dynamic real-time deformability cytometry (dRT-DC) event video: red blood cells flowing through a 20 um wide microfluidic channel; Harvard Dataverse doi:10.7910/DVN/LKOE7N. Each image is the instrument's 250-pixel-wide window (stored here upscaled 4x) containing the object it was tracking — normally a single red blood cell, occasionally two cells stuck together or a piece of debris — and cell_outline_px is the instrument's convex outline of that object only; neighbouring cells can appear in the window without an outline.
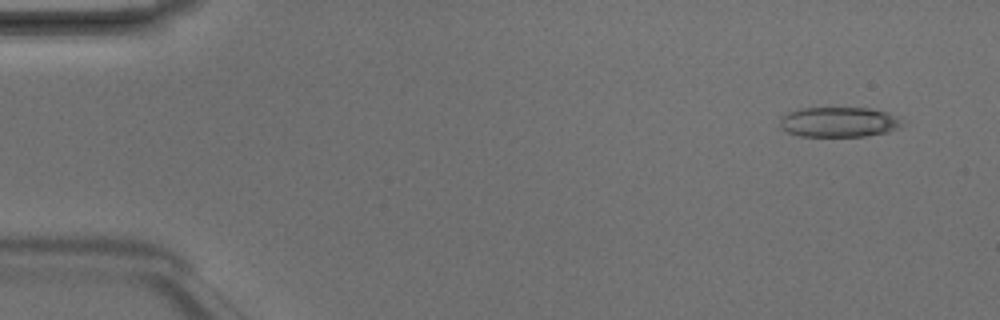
{"species": "Egyptian fruit bat (a non-hibernating species)", "species_latin": "Rousettus aegyptiacus", "temperature_condition": "room temperature", "stored_images_in_passage": 5, "camera_frame_rate_fps": 3000, "um_per_image_px": 0.085, "animal": {"sex": "male"}, "frame": {"image": 1, "passage_image": 2, "time_ms": 0.333, "image_size_px": [1000, 320], "cell_outline_px": [[904, 124], [900, 128], [888, 132], [864, 136], [800, 136], [788, 132], [780, 128], [780, 116], [788, 112], [800, 108], [872, 108], [888, 112], [900, 116]], "centroid_in_image_um": [71.34, 10.36], "position_along_channel_um": 13.7, "area_um2": 21.79}}
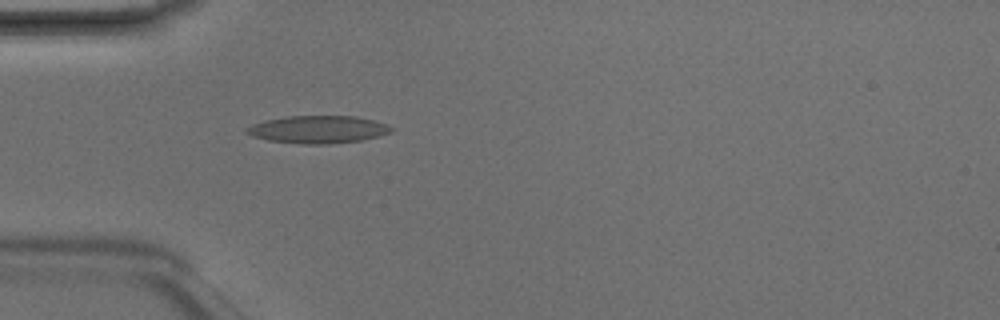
{"frame": {"image": 2, "passage_image": 5, "time_ms": 1.333, "image_size_px": [1000, 320], "cell_outline_px": [[396, 128], [392, 132], [360, 140], [328, 144], [300, 144], [268, 140], [252, 136], [244, 132], [244, 128], [252, 124], [268, 120], [288, 116], [356, 116], [388, 124]], "centroid_in_image_um": [27.03, 11.0], "position_along_channel_um": 58.0, "area_um2": 23.24}}